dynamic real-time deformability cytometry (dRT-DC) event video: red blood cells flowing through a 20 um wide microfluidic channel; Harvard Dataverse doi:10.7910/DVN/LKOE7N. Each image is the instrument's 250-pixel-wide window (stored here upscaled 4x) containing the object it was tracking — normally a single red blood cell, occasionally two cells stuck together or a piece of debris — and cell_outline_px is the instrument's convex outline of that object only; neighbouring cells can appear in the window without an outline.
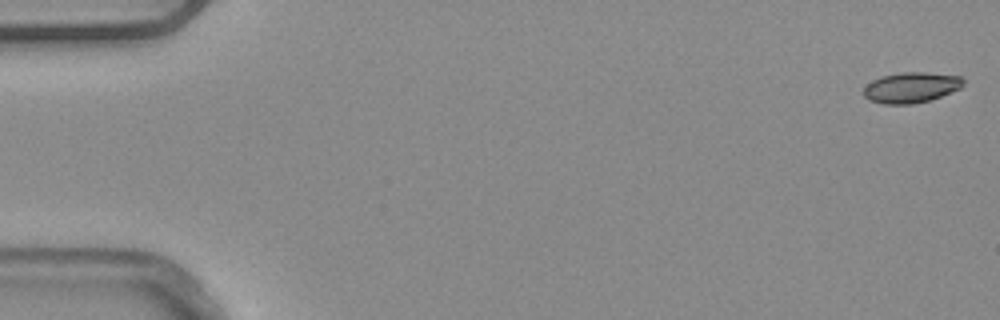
{"species": "common noctule bat (a hibernating species)", "species_latin": "Nyctalus noctula", "temperature_condition": "warm", "stored_images_in_passage": 6, "camera_frame_rate_fps": 3000, "um_per_image_px": 0.085, "animal": {"sex": "male", "body_mass_g": 20.4}, "frame": {"image": 1, "passage_image": 1, "time_ms": 0.0, "image_size_px": [1000, 320], "cell_outline_px": [[964, 84], [960, 88], [940, 96], [928, 100], [912, 104], [884, 104], [868, 100], [864, 96], [864, 88], [872, 80], [880, 76], [900, 72], [924, 72], [960, 76], [964, 80]], "centroid_in_image_um": [77.42, 7.43], "position_along_channel_um": 7.6, "area_um2": 17.69}}
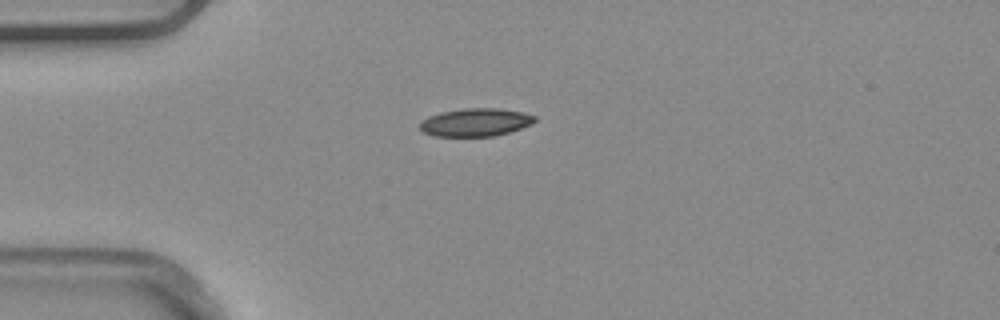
{"frame": {"image": 2, "passage_image": 4, "time_ms": 1.0, "image_size_px": [1000, 320], "cell_outline_px": [[536, 120], [532, 124], [496, 136], [432, 136], [424, 132], [420, 128], [420, 120], [428, 116], [440, 112], [464, 108], [496, 108], [524, 112], [536, 116]], "centroid_in_image_um": [40.41, 10.39], "position_along_channel_um": 44.6, "area_um2": 18.84}}
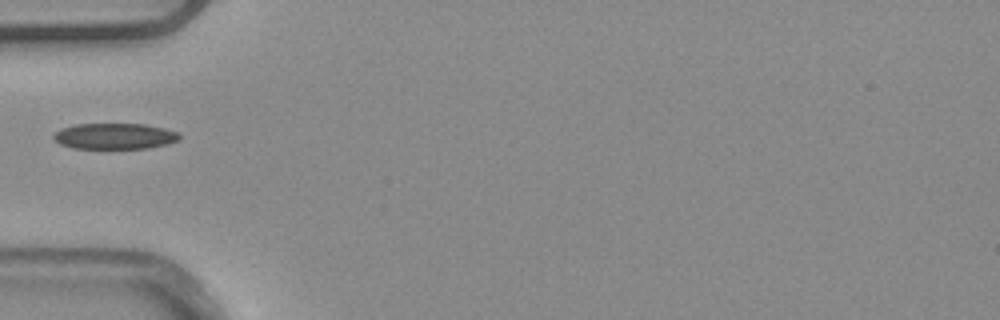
{"frame": {"image": 3, "passage_image": 5, "time_ms": 1.333, "image_size_px": [1000, 320], "cell_outline_px": [[180, 140], [168, 144], [148, 148], [72, 148], [60, 144], [52, 136], [60, 128], [76, 124], [144, 124], [164, 128], [176, 132], [180, 136]], "centroid_in_image_um": [9.75, 11.57], "position_along_channel_um": 75.3, "area_um2": 18.96}}